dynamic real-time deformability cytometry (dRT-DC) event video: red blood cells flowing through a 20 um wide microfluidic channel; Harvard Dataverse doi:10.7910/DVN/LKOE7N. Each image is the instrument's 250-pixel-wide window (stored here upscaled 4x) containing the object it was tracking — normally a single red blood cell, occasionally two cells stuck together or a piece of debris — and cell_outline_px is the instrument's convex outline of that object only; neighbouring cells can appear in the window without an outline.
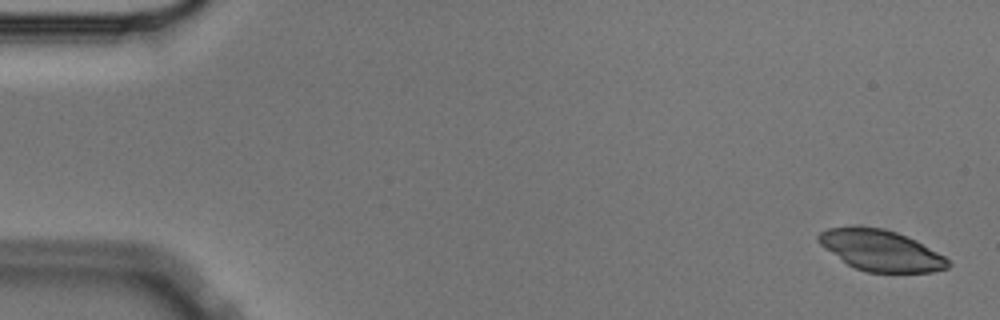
{"species": "Egyptian fruit bat (a non-hibernating species)", "species_latin": "Rousettus aegyptiacus", "temperature_condition": "cold", "stored_images_in_passage": 18, "camera_frame_rate_fps": 3000, "um_per_image_px": 0.085, "animal": {"sex": "male"}, "frame": {"image": 1, "passage_image": 2, "time_ms": 0.333, "image_size_px": [1000, 320], "cell_outline_px": [[952, 264], [948, 268], [932, 272], [868, 272], [856, 268], [848, 264], [820, 244], [816, 240], [816, 236], [820, 232], [828, 228], [884, 228], [908, 236], [916, 240], [944, 256]], "centroid_in_image_um": [74.91, 21.3], "position_along_channel_um": 10.1, "area_um2": 30.35}}